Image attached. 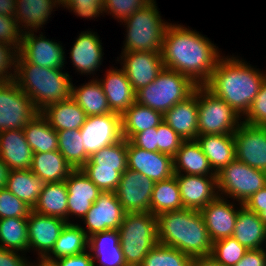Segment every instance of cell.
Masks as SVG:
<instances>
[{"mask_svg":"<svg viewBox=\"0 0 266 266\" xmlns=\"http://www.w3.org/2000/svg\"><path fill=\"white\" fill-rule=\"evenodd\" d=\"M161 55L164 68L186 75L198 86L209 80L222 57L209 38L172 23L166 28Z\"/></svg>","mask_w":266,"mask_h":266,"instance_id":"6da1fadb","label":"cell"},{"mask_svg":"<svg viewBox=\"0 0 266 266\" xmlns=\"http://www.w3.org/2000/svg\"><path fill=\"white\" fill-rule=\"evenodd\" d=\"M229 57L219 59L209 80L203 86L229 104L240 116H245L266 74L246 64L244 60Z\"/></svg>","mask_w":266,"mask_h":266,"instance_id":"7a4b0ae2","label":"cell"},{"mask_svg":"<svg viewBox=\"0 0 266 266\" xmlns=\"http://www.w3.org/2000/svg\"><path fill=\"white\" fill-rule=\"evenodd\" d=\"M157 239L191 257L211 255L213 242L198 210L184 208L158 215Z\"/></svg>","mask_w":266,"mask_h":266,"instance_id":"3957f363","label":"cell"},{"mask_svg":"<svg viewBox=\"0 0 266 266\" xmlns=\"http://www.w3.org/2000/svg\"><path fill=\"white\" fill-rule=\"evenodd\" d=\"M14 81L32 100L38 112L48 105L71 98L72 83L62 69L45 68L27 62L19 53Z\"/></svg>","mask_w":266,"mask_h":266,"instance_id":"277c9868","label":"cell"},{"mask_svg":"<svg viewBox=\"0 0 266 266\" xmlns=\"http://www.w3.org/2000/svg\"><path fill=\"white\" fill-rule=\"evenodd\" d=\"M118 232L127 266H140L158 243L157 217L151 212L125 213Z\"/></svg>","mask_w":266,"mask_h":266,"instance_id":"5b68a950","label":"cell"},{"mask_svg":"<svg viewBox=\"0 0 266 266\" xmlns=\"http://www.w3.org/2000/svg\"><path fill=\"white\" fill-rule=\"evenodd\" d=\"M127 27L123 52H161L166 28L153 0L122 21Z\"/></svg>","mask_w":266,"mask_h":266,"instance_id":"8992f818","label":"cell"},{"mask_svg":"<svg viewBox=\"0 0 266 266\" xmlns=\"http://www.w3.org/2000/svg\"><path fill=\"white\" fill-rule=\"evenodd\" d=\"M197 86L186 75L164 68L153 82L136 92V102L164 114L191 96Z\"/></svg>","mask_w":266,"mask_h":266,"instance_id":"52a82bcc","label":"cell"},{"mask_svg":"<svg viewBox=\"0 0 266 266\" xmlns=\"http://www.w3.org/2000/svg\"><path fill=\"white\" fill-rule=\"evenodd\" d=\"M198 135L233 134L242 123L241 116L224 100L204 86H197Z\"/></svg>","mask_w":266,"mask_h":266,"instance_id":"ba28073f","label":"cell"},{"mask_svg":"<svg viewBox=\"0 0 266 266\" xmlns=\"http://www.w3.org/2000/svg\"><path fill=\"white\" fill-rule=\"evenodd\" d=\"M216 176L218 195H229V198L236 199L239 204H244L254 193L266 186V172L237 159L223 167Z\"/></svg>","mask_w":266,"mask_h":266,"instance_id":"9c48e42d","label":"cell"},{"mask_svg":"<svg viewBox=\"0 0 266 266\" xmlns=\"http://www.w3.org/2000/svg\"><path fill=\"white\" fill-rule=\"evenodd\" d=\"M38 113L14 80L0 81V131L23 129Z\"/></svg>","mask_w":266,"mask_h":266,"instance_id":"30bf717a","label":"cell"},{"mask_svg":"<svg viewBox=\"0 0 266 266\" xmlns=\"http://www.w3.org/2000/svg\"><path fill=\"white\" fill-rule=\"evenodd\" d=\"M86 153L91 156L103 147L122 139L121 115L110 113L87 117L80 128Z\"/></svg>","mask_w":266,"mask_h":266,"instance_id":"8fae6325","label":"cell"},{"mask_svg":"<svg viewBox=\"0 0 266 266\" xmlns=\"http://www.w3.org/2000/svg\"><path fill=\"white\" fill-rule=\"evenodd\" d=\"M153 187L151 179L127 168L115 193L126 213L150 212Z\"/></svg>","mask_w":266,"mask_h":266,"instance_id":"7c38bea8","label":"cell"},{"mask_svg":"<svg viewBox=\"0 0 266 266\" xmlns=\"http://www.w3.org/2000/svg\"><path fill=\"white\" fill-rule=\"evenodd\" d=\"M233 136L236 159L266 172V127L242 122Z\"/></svg>","mask_w":266,"mask_h":266,"instance_id":"4fadbf2b","label":"cell"},{"mask_svg":"<svg viewBox=\"0 0 266 266\" xmlns=\"http://www.w3.org/2000/svg\"><path fill=\"white\" fill-rule=\"evenodd\" d=\"M60 43L47 39L33 31L22 33L21 47L18 53L29 63L45 68L63 69L65 52Z\"/></svg>","mask_w":266,"mask_h":266,"instance_id":"5bb4252c","label":"cell"},{"mask_svg":"<svg viewBox=\"0 0 266 266\" xmlns=\"http://www.w3.org/2000/svg\"><path fill=\"white\" fill-rule=\"evenodd\" d=\"M125 213L115 192H101L83 217L86 235L90 237L94 233L119 229Z\"/></svg>","mask_w":266,"mask_h":266,"instance_id":"9a60e30c","label":"cell"},{"mask_svg":"<svg viewBox=\"0 0 266 266\" xmlns=\"http://www.w3.org/2000/svg\"><path fill=\"white\" fill-rule=\"evenodd\" d=\"M127 168L139 172L154 183L172 177L174 173L173 157L151 152L134 146L127 140Z\"/></svg>","mask_w":266,"mask_h":266,"instance_id":"2e32d148","label":"cell"},{"mask_svg":"<svg viewBox=\"0 0 266 266\" xmlns=\"http://www.w3.org/2000/svg\"><path fill=\"white\" fill-rule=\"evenodd\" d=\"M122 70L135 92L153 82L164 69L161 52H122Z\"/></svg>","mask_w":266,"mask_h":266,"instance_id":"e0dca14e","label":"cell"},{"mask_svg":"<svg viewBox=\"0 0 266 266\" xmlns=\"http://www.w3.org/2000/svg\"><path fill=\"white\" fill-rule=\"evenodd\" d=\"M66 224L67 221L62 218L31 210L28 216V250H37L40 259H44L53 249Z\"/></svg>","mask_w":266,"mask_h":266,"instance_id":"ac0fdd59","label":"cell"},{"mask_svg":"<svg viewBox=\"0 0 266 266\" xmlns=\"http://www.w3.org/2000/svg\"><path fill=\"white\" fill-rule=\"evenodd\" d=\"M186 209L200 211L218 196L217 176L174 174Z\"/></svg>","mask_w":266,"mask_h":266,"instance_id":"d6986e66","label":"cell"},{"mask_svg":"<svg viewBox=\"0 0 266 266\" xmlns=\"http://www.w3.org/2000/svg\"><path fill=\"white\" fill-rule=\"evenodd\" d=\"M238 211L219 195L200 210L212 242L232 237Z\"/></svg>","mask_w":266,"mask_h":266,"instance_id":"ffe728a7","label":"cell"},{"mask_svg":"<svg viewBox=\"0 0 266 266\" xmlns=\"http://www.w3.org/2000/svg\"><path fill=\"white\" fill-rule=\"evenodd\" d=\"M68 191V217L83 219L102 192L81 169H74L65 180Z\"/></svg>","mask_w":266,"mask_h":266,"instance_id":"44dd1931","label":"cell"},{"mask_svg":"<svg viewBox=\"0 0 266 266\" xmlns=\"http://www.w3.org/2000/svg\"><path fill=\"white\" fill-rule=\"evenodd\" d=\"M167 123L184 141L198 137L197 87L186 100L175 104L163 114Z\"/></svg>","mask_w":266,"mask_h":266,"instance_id":"7402d4cb","label":"cell"},{"mask_svg":"<svg viewBox=\"0 0 266 266\" xmlns=\"http://www.w3.org/2000/svg\"><path fill=\"white\" fill-rule=\"evenodd\" d=\"M100 82L112 112L122 115L136 102V92L122 69H109Z\"/></svg>","mask_w":266,"mask_h":266,"instance_id":"603a6c76","label":"cell"},{"mask_svg":"<svg viewBox=\"0 0 266 266\" xmlns=\"http://www.w3.org/2000/svg\"><path fill=\"white\" fill-rule=\"evenodd\" d=\"M33 154L23 129L0 131V159L10 170L30 169Z\"/></svg>","mask_w":266,"mask_h":266,"instance_id":"cb8c5ba5","label":"cell"},{"mask_svg":"<svg viewBox=\"0 0 266 266\" xmlns=\"http://www.w3.org/2000/svg\"><path fill=\"white\" fill-rule=\"evenodd\" d=\"M102 43L95 32L83 31L79 34L70 51V58L81 74H92L102 63Z\"/></svg>","mask_w":266,"mask_h":266,"instance_id":"d4e9b609","label":"cell"},{"mask_svg":"<svg viewBox=\"0 0 266 266\" xmlns=\"http://www.w3.org/2000/svg\"><path fill=\"white\" fill-rule=\"evenodd\" d=\"M88 248L94 266L97 261L99 266H127L119 242L118 229L94 233L89 237Z\"/></svg>","mask_w":266,"mask_h":266,"instance_id":"484cf974","label":"cell"},{"mask_svg":"<svg viewBox=\"0 0 266 266\" xmlns=\"http://www.w3.org/2000/svg\"><path fill=\"white\" fill-rule=\"evenodd\" d=\"M232 237L247 249H261L266 241V226L257 213L240 203Z\"/></svg>","mask_w":266,"mask_h":266,"instance_id":"4316f807","label":"cell"},{"mask_svg":"<svg viewBox=\"0 0 266 266\" xmlns=\"http://www.w3.org/2000/svg\"><path fill=\"white\" fill-rule=\"evenodd\" d=\"M195 140L215 173L236 159L233 134L198 135Z\"/></svg>","mask_w":266,"mask_h":266,"instance_id":"83f0119b","label":"cell"},{"mask_svg":"<svg viewBox=\"0 0 266 266\" xmlns=\"http://www.w3.org/2000/svg\"><path fill=\"white\" fill-rule=\"evenodd\" d=\"M174 173L187 175L216 176L208 158L196 140L184 141L173 157Z\"/></svg>","mask_w":266,"mask_h":266,"instance_id":"f1b7e54d","label":"cell"},{"mask_svg":"<svg viewBox=\"0 0 266 266\" xmlns=\"http://www.w3.org/2000/svg\"><path fill=\"white\" fill-rule=\"evenodd\" d=\"M40 113L56 132L78 130L87 119L84 110L72 98L50 104Z\"/></svg>","mask_w":266,"mask_h":266,"instance_id":"f546056e","label":"cell"},{"mask_svg":"<svg viewBox=\"0 0 266 266\" xmlns=\"http://www.w3.org/2000/svg\"><path fill=\"white\" fill-rule=\"evenodd\" d=\"M56 5H62L61 0H16L15 20L20 30L22 32L40 30L37 28H42L48 21ZM23 27L24 29H21Z\"/></svg>","mask_w":266,"mask_h":266,"instance_id":"4dcf8cb0","label":"cell"},{"mask_svg":"<svg viewBox=\"0 0 266 266\" xmlns=\"http://www.w3.org/2000/svg\"><path fill=\"white\" fill-rule=\"evenodd\" d=\"M30 170L44 183L65 181L74 170L59 150L34 153Z\"/></svg>","mask_w":266,"mask_h":266,"instance_id":"1f68e13d","label":"cell"},{"mask_svg":"<svg viewBox=\"0 0 266 266\" xmlns=\"http://www.w3.org/2000/svg\"><path fill=\"white\" fill-rule=\"evenodd\" d=\"M32 210L39 214L62 218L70 223L68 218V191L65 181L45 183Z\"/></svg>","mask_w":266,"mask_h":266,"instance_id":"d6a6232c","label":"cell"},{"mask_svg":"<svg viewBox=\"0 0 266 266\" xmlns=\"http://www.w3.org/2000/svg\"><path fill=\"white\" fill-rule=\"evenodd\" d=\"M163 122V114L135 102L121 115L122 138L130 140L136 133L157 127Z\"/></svg>","mask_w":266,"mask_h":266,"instance_id":"836d02e7","label":"cell"},{"mask_svg":"<svg viewBox=\"0 0 266 266\" xmlns=\"http://www.w3.org/2000/svg\"><path fill=\"white\" fill-rule=\"evenodd\" d=\"M88 241L89 237L86 235L85 228L72 222L67 223L53 249L44 259L53 262L61 257L81 254L88 248Z\"/></svg>","mask_w":266,"mask_h":266,"instance_id":"e575fe53","label":"cell"},{"mask_svg":"<svg viewBox=\"0 0 266 266\" xmlns=\"http://www.w3.org/2000/svg\"><path fill=\"white\" fill-rule=\"evenodd\" d=\"M44 184L30 169L10 170L5 188L33 209Z\"/></svg>","mask_w":266,"mask_h":266,"instance_id":"d590c367","label":"cell"},{"mask_svg":"<svg viewBox=\"0 0 266 266\" xmlns=\"http://www.w3.org/2000/svg\"><path fill=\"white\" fill-rule=\"evenodd\" d=\"M71 98L84 110L87 117L113 113L97 79L93 78L79 87L72 84Z\"/></svg>","mask_w":266,"mask_h":266,"instance_id":"8d00e7d4","label":"cell"},{"mask_svg":"<svg viewBox=\"0 0 266 266\" xmlns=\"http://www.w3.org/2000/svg\"><path fill=\"white\" fill-rule=\"evenodd\" d=\"M23 131L33 153L58 150L57 132L40 112L27 123Z\"/></svg>","mask_w":266,"mask_h":266,"instance_id":"74e56055","label":"cell"},{"mask_svg":"<svg viewBox=\"0 0 266 266\" xmlns=\"http://www.w3.org/2000/svg\"><path fill=\"white\" fill-rule=\"evenodd\" d=\"M184 209L179 184L175 175L155 182L150 201V212L158 216L164 212Z\"/></svg>","mask_w":266,"mask_h":266,"instance_id":"f35d334b","label":"cell"},{"mask_svg":"<svg viewBox=\"0 0 266 266\" xmlns=\"http://www.w3.org/2000/svg\"><path fill=\"white\" fill-rule=\"evenodd\" d=\"M127 140L103 147L93 153L81 168H114L122 174L127 169Z\"/></svg>","mask_w":266,"mask_h":266,"instance_id":"ab89813d","label":"cell"},{"mask_svg":"<svg viewBox=\"0 0 266 266\" xmlns=\"http://www.w3.org/2000/svg\"><path fill=\"white\" fill-rule=\"evenodd\" d=\"M0 247L18 252L28 250V218L0 219Z\"/></svg>","mask_w":266,"mask_h":266,"instance_id":"60d3db41","label":"cell"},{"mask_svg":"<svg viewBox=\"0 0 266 266\" xmlns=\"http://www.w3.org/2000/svg\"><path fill=\"white\" fill-rule=\"evenodd\" d=\"M58 150L73 169H80L90 158L78 130L57 131Z\"/></svg>","mask_w":266,"mask_h":266,"instance_id":"b9f144b4","label":"cell"},{"mask_svg":"<svg viewBox=\"0 0 266 266\" xmlns=\"http://www.w3.org/2000/svg\"><path fill=\"white\" fill-rule=\"evenodd\" d=\"M192 257L182 251L157 243L140 266H190Z\"/></svg>","mask_w":266,"mask_h":266,"instance_id":"7bdbcfd3","label":"cell"},{"mask_svg":"<svg viewBox=\"0 0 266 266\" xmlns=\"http://www.w3.org/2000/svg\"><path fill=\"white\" fill-rule=\"evenodd\" d=\"M247 251L235 238L228 237L213 242L210 256L222 266H234Z\"/></svg>","mask_w":266,"mask_h":266,"instance_id":"ee69618b","label":"cell"},{"mask_svg":"<svg viewBox=\"0 0 266 266\" xmlns=\"http://www.w3.org/2000/svg\"><path fill=\"white\" fill-rule=\"evenodd\" d=\"M80 169L102 192L117 190L122 175L120 171L114 170V168Z\"/></svg>","mask_w":266,"mask_h":266,"instance_id":"f6af8a7d","label":"cell"},{"mask_svg":"<svg viewBox=\"0 0 266 266\" xmlns=\"http://www.w3.org/2000/svg\"><path fill=\"white\" fill-rule=\"evenodd\" d=\"M32 208L17 198L7 188L0 189V219L28 218Z\"/></svg>","mask_w":266,"mask_h":266,"instance_id":"bcb514c9","label":"cell"},{"mask_svg":"<svg viewBox=\"0 0 266 266\" xmlns=\"http://www.w3.org/2000/svg\"><path fill=\"white\" fill-rule=\"evenodd\" d=\"M153 0H104L103 9L105 13L112 14L122 22L134 12L143 9Z\"/></svg>","mask_w":266,"mask_h":266,"instance_id":"7dc6e473","label":"cell"},{"mask_svg":"<svg viewBox=\"0 0 266 266\" xmlns=\"http://www.w3.org/2000/svg\"><path fill=\"white\" fill-rule=\"evenodd\" d=\"M184 140L164 121L157 126V151L174 157Z\"/></svg>","mask_w":266,"mask_h":266,"instance_id":"c3c4849f","label":"cell"},{"mask_svg":"<svg viewBox=\"0 0 266 266\" xmlns=\"http://www.w3.org/2000/svg\"><path fill=\"white\" fill-rule=\"evenodd\" d=\"M242 122L252 126L266 127V78L261 83L259 92Z\"/></svg>","mask_w":266,"mask_h":266,"instance_id":"681fc988","label":"cell"},{"mask_svg":"<svg viewBox=\"0 0 266 266\" xmlns=\"http://www.w3.org/2000/svg\"><path fill=\"white\" fill-rule=\"evenodd\" d=\"M62 7L73 11L79 17L95 18L104 14V0H62Z\"/></svg>","mask_w":266,"mask_h":266,"instance_id":"f907efd6","label":"cell"},{"mask_svg":"<svg viewBox=\"0 0 266 266\" xmlns=\"http://www.w3.org/2000/svg\"><path fill=\"white\" fill-rule=\"evenodd\" d=\"M22 33L15 17L0 15V43L9 44L19 51Z\"/></svg>","mask_w":266,"mask_h":266,"instance_id":"816d5d0a","label":"cell"},{"mask_svg":"<svg viewBox=\"0 0 266 266\" xmlns=\"http://www.w3.org/2000/svg\"><path fill=\"white\" fill-rule=\"evenodd\" d=\"M17 56L18 50L15 47L0 43V81L14 80ZM11 68H14L13 74L12 71H9L12 70Z\"/></svg>","mask_w":266,"mask_h":266,"instance_id":"f5cc1de1","label":"cell"},{"mask_svg":"<svg viewBox=\"0 0 266 266\" xmlns=\"http://www.w3.org/2000/svg\"><path fill=\"white\" fill-rule=\"evenodd\" d=\"M134 146L146 151H157V127L136 133L130 140Z\"/></svg>","mask_w":266,"mask_h":266,"instance_id":"db71d44e","label":"cell"},{"mask_svg":"<svg viewBox=\"0 0 266 266\" xmlns=\"http://www.w3.org/2000/svg\"><path fill=\"white\" fill-rule=\"evenodd\" d=\"M77 254V255H70L58 258L54 260L53 262L57 266H94V261L91 256L90 251Z\"/></svg>","mask_w":266,"mask_h":266,"instance_id":"11a10c76","label":"cell"},{"mask_svg":"<svg viewBox=\"0 0 266 266\" xmlns=\"http://www.w3.org/2000/svg\"><path fill=\"white\" fill-rule=\"evenodd\" d=\"M234 266H266V251L264 248L248 249Z\"/></svg>","mask_w":266,"mask_h":266,"instance_id":"9f6ffc18","label":"cell"},{"mask_svg":"<svg viewBox=\"0 0 266 266\" xmlns=\"http://www.w3.org/2000/svg\"><path fill=\"white\" fill-rule=\"evenodd\" d=\"M18 251L0 247V266H31L30 262ZM29 263V264H28Z\"/></svg>","mask_w":266,"mask_h":266,"instance_id":"6f0895ef","label":"cell"},{"mask_svg":"<svg viewBox=\"0 0 266 266\" xmlns=\"http://www.w3.org/2000/svg\"><path fill=\"white\" fill-rule=\"evenodd\" d=\"M243 205L259 215L263 207H266V186L254 193Z\"/></svg>","mask_w":266,"mask_h":266,"instance_id":"680465c9","label":"cell"},{"mask_svg":"<svg viewBox=\"0 0 266 266\" xmlns=\"http://www.w3.org/2000/svg\"><path fill=\"white\" fill-rule=\"evenodd\" d=\"M16 0H0V15L15 17Z\"/></svg>","mask_w":266,"mask_h":266,"instance_id":"91938a15","label":"cell"},{"mask_svg":"<svg viewBox=\"0 0 266 266\" xmlns=\"http://www.w3.org/2000/svg\"><path fill=\"white\" fill-rule=\"evenodd\" d=\"M190 266H222L211 256L192 257Z\"/></svg>","mask_w":266,"mask_h":266,"instance_id":"94428289","label":"cell"},{"mask_svg":"<svg viewBox=\"0 0 266 266\" xmlns=\"http://www.w3.org/2000/svg\"><path fill=\"white\" fill-rule=\"evenodd\" d=\"M9 172L8 166L0 159V189L5 187Z\"/></svg>","mask_w":266,"mask_h":266,"instance_id":"6125c7cd","label":"cell"},{"mask_svg":"<svg viewBox=\"0 0 266 266\" xmlns=\"http://www.w3.org/2000/svg\"><path fill=\"white\" fill-rule=\"evenodd\" d=\"M39 264H31V266H57L54 262H50V261H47V260H45V259H39V262H38Z\"/></svg>","mask_w":266,"mask_h":266,"instance_id":"be15d7a7","label":"cell"},{"mask_svg":"<svg viewBox=\"0 0 266 266\" xmlns=\"http://www.w3.org/2000/svg\"><path fill=\"white\" fill-rule=\"evenodd\" d=\"M259 217L266 226V207H263V211L259 214Z\"/></svg>","mask_w":266,"mask_h":266,"instance_id":"e7e4bbea","label":"cell"}]
</instances>
